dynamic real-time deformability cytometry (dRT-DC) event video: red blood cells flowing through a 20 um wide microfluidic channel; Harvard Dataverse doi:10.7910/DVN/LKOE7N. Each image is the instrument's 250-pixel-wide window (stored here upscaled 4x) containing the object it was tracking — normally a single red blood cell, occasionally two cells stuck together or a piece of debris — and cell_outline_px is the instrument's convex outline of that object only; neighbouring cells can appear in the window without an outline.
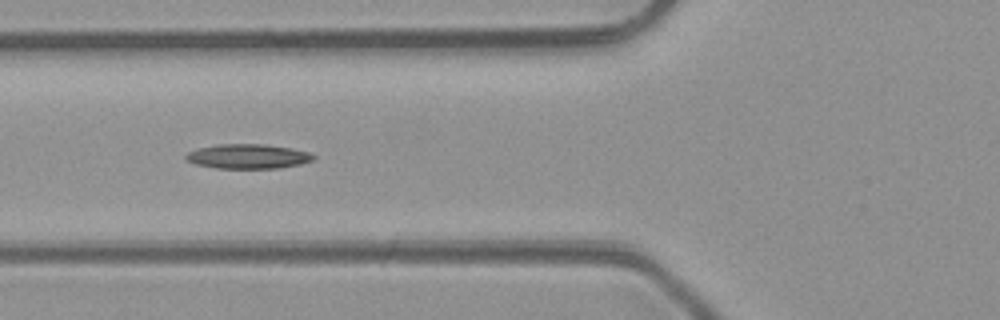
{"species": "common noctule bat (a hibernating species)", "species_latin": "Nyctalus noctula", "temperature_condition": "room temperature", "stored_images_in_passage": 4, "camera_frame_rate_fps": 3000, "um_per_image_px": 0.085, "animal": {"sex": "male", "body_mass_g": 23.1, "forearm_length_mm": 52.7}, "frame": {"image": 1, "passage_image": 4, "time_ms": 4.333, "image_size_px": [1000, 320], "cell_outline_px": [[316, 156], [312, 160], [300, 164], [280, 168], [216, 168], [196, 164], [188, 160], [184, 156], [188, 152], [200, 148], [216, 144], [264, 144], [288, 148], [308, 152]], "centroid_in_image_um": [21.07, 13.29], "position_along_channel_um": 104.7, "area_um2": 18.03}}